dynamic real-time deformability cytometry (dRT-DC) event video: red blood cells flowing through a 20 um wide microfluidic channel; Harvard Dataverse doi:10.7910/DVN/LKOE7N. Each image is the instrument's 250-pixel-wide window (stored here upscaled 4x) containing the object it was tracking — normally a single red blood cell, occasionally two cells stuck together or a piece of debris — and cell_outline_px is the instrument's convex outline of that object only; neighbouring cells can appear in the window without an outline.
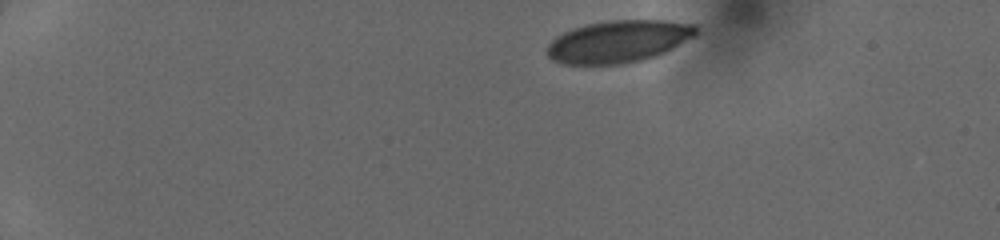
{"species": "human", "species_latin": "Homo sapiens", "temperature_condition": "cold", "stored_images_in_passage": 41, "camera_frame_rate_fps": 3000, "um_per_image_px": 0.085, "donor": {"sex": "female"}, "frame": {"image": 1, "passage_image": 1, "time_ms": 0.0, "image_size_px": [1000, 240], "cell_outline_px": [[700, 32], [696, 36], [656, 56], [644, 60], [624, 64], [564, 64], [552, 60], [548, 56], [548, 44], [556, 36], [572, 28], [588, 24], [612, 20], [664, 20], [696, 24]], "centroid_in_image_um": [52.62, 3.52], "position_along_channel_um": 32.4, "area_um2": 36.82}}
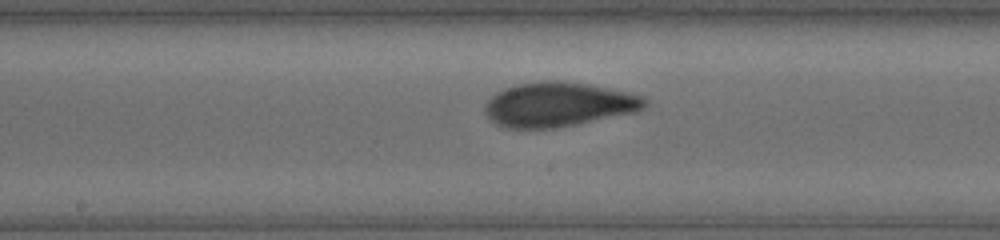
{"frame": {"image": 2, "passage_image": 20, "time_ms": 6.333, "image_size_px": [1000, 240], "cell_outline_px": [[648, 104], [644, 108], [636, 112], [576, 124], [552, 128], [508, 128], [496, 124], [484, 112], [484, 104], [496, 92], [504, 88], [516, 84], [540, 80], [560, 80], [588, 84], [608, 88], [644, 96], [648, 100]], "centroid_in_image_um": [47.46, 8.86], "position_along_channel_um": 200.7, "area_um2": 41.56}}
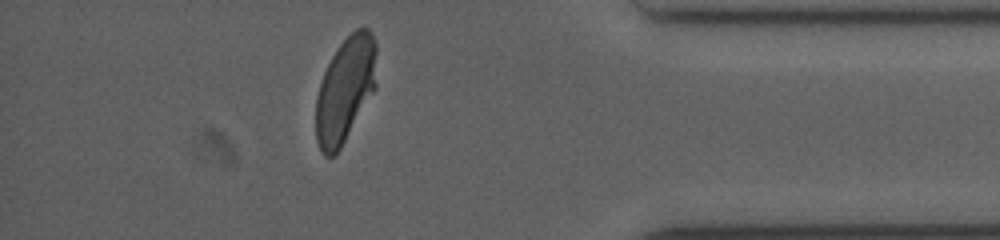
{"frame": {"image": 3, "passage_image": 36, "time_ms": 11.667, "image_size_px": [1000, 240], "cell_outline_px": [[376, 88], [340, 148], [332, 156], [324, 156], [316, 140], [316, 96], [324, 72], [336, 48], [356, 28], [368, 28], [372, 32], [376, 40]], "centroid_in_image_um": [29.36, 7.59], "position_along_channel_um": 405.8, "area_um2": 37.17}}